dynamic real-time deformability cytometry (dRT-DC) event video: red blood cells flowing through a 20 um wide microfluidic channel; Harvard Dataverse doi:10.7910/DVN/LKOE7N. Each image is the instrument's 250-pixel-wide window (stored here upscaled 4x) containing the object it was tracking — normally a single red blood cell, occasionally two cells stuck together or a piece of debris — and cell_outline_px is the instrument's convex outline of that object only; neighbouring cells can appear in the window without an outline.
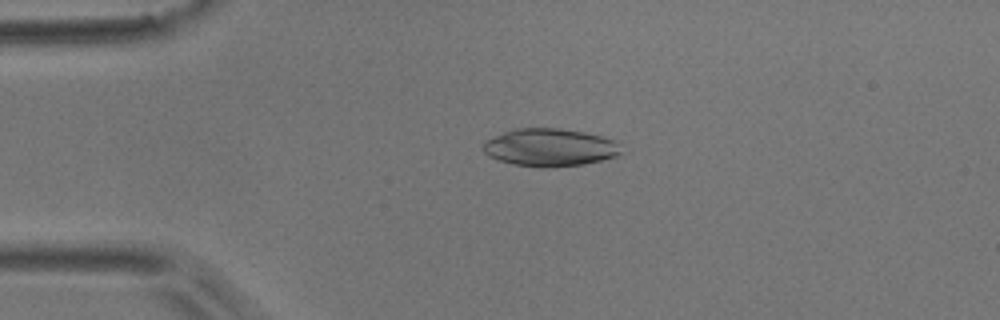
{"species": "common noctule bat (a hibernating species)", "species_latin": "Nyctalus noctula", "temperature_condition": "room temperature", "stored_images_in_passage": 5, "camera_frame_rate_fps": 3000, "um_per_image_px": 0.085, "animal": {"sex": "male", "body_mass_g": 17.9}, "frame": {"image": 1, "passage_image": 4, "time_ms": 3.333, "image_size_px": [1000, 320], "cell_outline_px": [[620, 152], [616, 156], [584, 164], [548, 168], [540, 168], [512, 164], [488, 156], [484, 152], [484, 140], [504, 132], [516, 128], [560, 128], [584, 132], [616, 140]], "centroid_in_image_um": [46.7, 12.53], "position_along_channel_um": 38.3, "area_um2": 30.29}}